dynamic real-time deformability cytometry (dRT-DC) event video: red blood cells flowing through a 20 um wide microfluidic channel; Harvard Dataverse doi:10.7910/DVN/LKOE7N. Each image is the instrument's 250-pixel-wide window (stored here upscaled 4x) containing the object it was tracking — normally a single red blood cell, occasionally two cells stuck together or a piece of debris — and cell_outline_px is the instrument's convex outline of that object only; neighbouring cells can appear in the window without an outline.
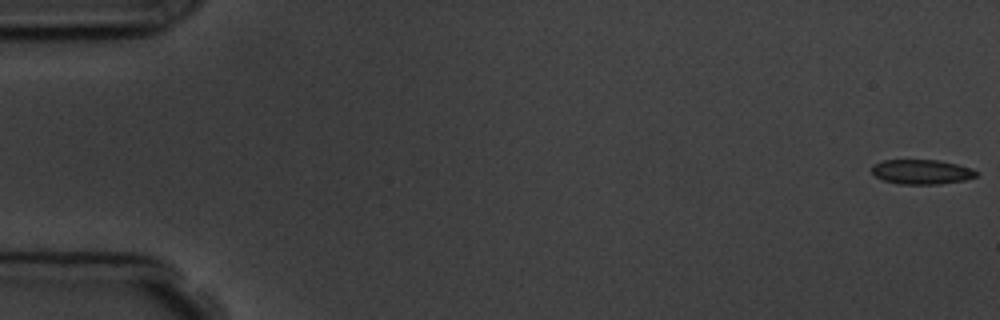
{"species": "common noctule bat (a hibernating species)", "species_latin": "Nyctalus noctula", "temperature_condition": "room temperature", "stored_images_in_passage": 5, "camera_frame_rate_fps": 3000, "um_per_image_px": 0.085, "animal": {"sex": "male", "body_mass_g": 19.5, "forearm_length_mm": 54.6}, "frame": {"image": 1, "passage_image": 1, "time_ms": 0.0, "image_size_px": [1000, 320], "cell_outline_px": [[976, 176], [964, 180], [940, 184], [900, 184], [884, 180], [876, 176], [872, 172], [872, 164], [884, 160], [940, 160], [972, 168], [976, 172]], "centroid_in_image_um": [78.32, 14.6], "position_along_channel_um": 6.7, "area_um2": 14.91}}
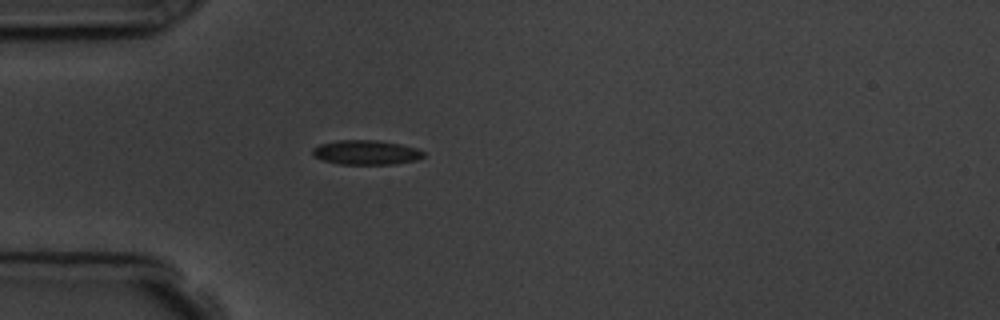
{"frame": {"image": 2, "passage_image": 5, "time_ms": 5.0, "image_size_px": [1000, 320], "cell_outline_px": [[424, 156], [416, 160], [396, 164], [340, 164], [324, 160], [312, 156], [312, 148], [320, 144], [336, 140], [380, 140], [400, 144], [416, 148], [424, 152]], "centroid_in_image_um": [31.11, 12.95], "position_along_channel_um": 53.9, "area_um2": 15.9}}